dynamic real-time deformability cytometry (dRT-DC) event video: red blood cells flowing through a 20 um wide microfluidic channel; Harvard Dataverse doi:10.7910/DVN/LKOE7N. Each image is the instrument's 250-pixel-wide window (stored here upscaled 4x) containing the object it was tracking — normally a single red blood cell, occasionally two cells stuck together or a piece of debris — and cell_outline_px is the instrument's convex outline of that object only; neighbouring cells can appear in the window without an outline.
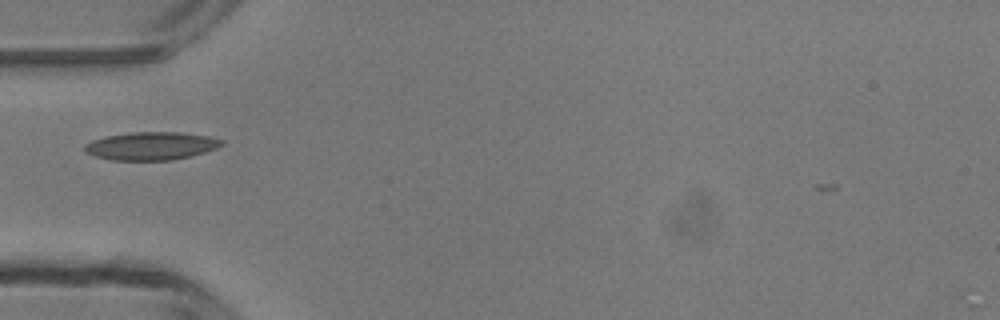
{"species": "common noctule bat (a hibernating species)", "species_latin": "Nyctalus noctula", "temperature_condition": "room temperature", "stored_images_in_passage": 34, "camera_frame_rate_fps": 3000, "um_per_image_px": 0.085, "animal": {"sex": "male", "body_mass_g": 13.3}, "frame": {"image": 1, "passage_image": 1, "time_ms": 0.0, "image_size_px": [1000, 320], "cell_outline_px": [[224, 144], [216, 148], [204, 152], [172, 160], [112, 160], [96, 156], [84, 152], [84, 144], [92, 140], [104, 136], [132, 132], [180, 132], [208, 136], [224, 140]], "centroid_in_image_um": [12.82, 12.4], "position_along_channel_um": 72.2, "area_um2": 22.37}}
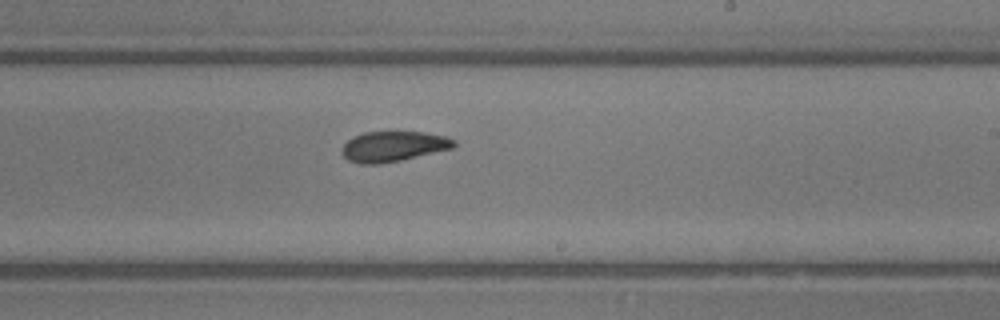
{"frame": {"image": 2, "passage_image": 14, "time_ms": 4.333, "image_size_px": [1000, 320], "cell_outline_px": [[456, 144], [452, 148], [400, 160], [380, 164], [360, 164], [348, 160], [340, 152], [344, 144], [352, 136], [364, 132], [424, 132], [444, 136], [456, 140]], "centroid_in_image_um": [33.39, 12.44], "position_along_channel_um": 255.6, "area_um2": 19.71}}
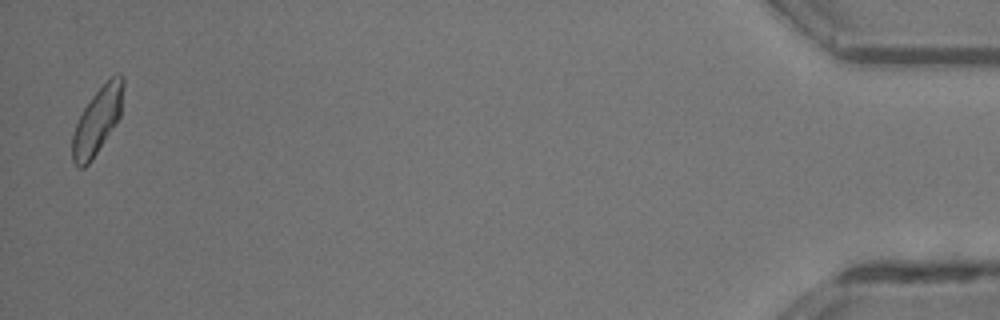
{"frame": {"image": 3, "passage_image": 33, "time_ms": 10.667, "image_size_px": [1000, 320], "cell_outline_px": [[124, 84], [120, 116], [116, 124], [92, 160], [84, 168], [80, 168], [72, 160], [72, 136], [76, 124], [84, 108], [92, 96], [116, 72], [120, 72], [124, 76]], "centroid_in_image_um": [8.29, 10.25], "position_along_channel_um": 426.9, "area_um2": 19.65}}